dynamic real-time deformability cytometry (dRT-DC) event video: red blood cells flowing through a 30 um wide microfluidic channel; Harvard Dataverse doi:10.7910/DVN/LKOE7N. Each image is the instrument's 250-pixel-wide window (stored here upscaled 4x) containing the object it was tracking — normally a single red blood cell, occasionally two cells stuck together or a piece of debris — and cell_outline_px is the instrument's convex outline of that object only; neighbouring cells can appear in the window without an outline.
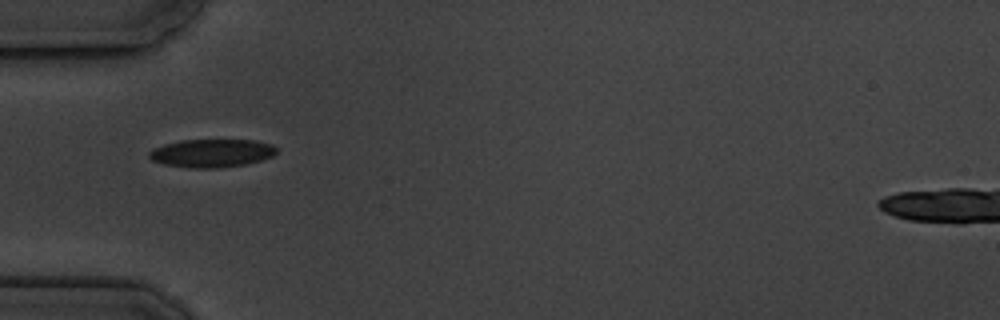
{"species": "common noctule bat (a hibernating species)", "species_latin": "Nyctalus noctula", "temperature_condition": "cold", "stored_images_in_passage": 9, "camera_frame_rate_fps": 3000, "um_per_image_px": 0.085, "animal": {"sex": "male", "body_mass_g": 19.5, "forearm_length_mm": 54.6}, "frame": {"image": 1, "passage_image": 1, "time_ms": 0.0, "image_size_px": [1000, 320], "cell_outline_px": [[276, 152], [272, 156], [260, 160], [244, 164], [216, 168], [192, 168], [164, 164], [152, 160], [148, 156], [148, 152], [152, 148], [164, 144], [180, 140], [252, 140], [272, 144], [276, 148]], "centroid_in_image_um": [17.95, 13.01], "position_along_channel_um": 67.1, "area_um2": 20.81}}
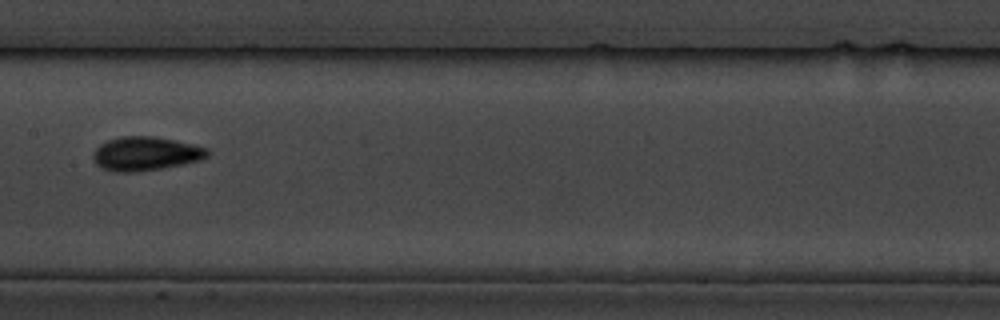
{"frame": {"image": 2, "passage_image": 4, "time_ms": 3.667, "image_size_px": [1000, 320], "cell_outline_px": [[208, 156], [200, 160], [160, 168], [136, 172], [116, 172], [104, 168], [96, 164], [92, 156], [92, 152], [100, 144], [108, 140], [120, 136], [152, 136], [176, 140], [208, 148]], "centroid_in_image_um": [12.35, 13.05], "position_along_channel_um": 195.1, "area_um2": 22.43}}
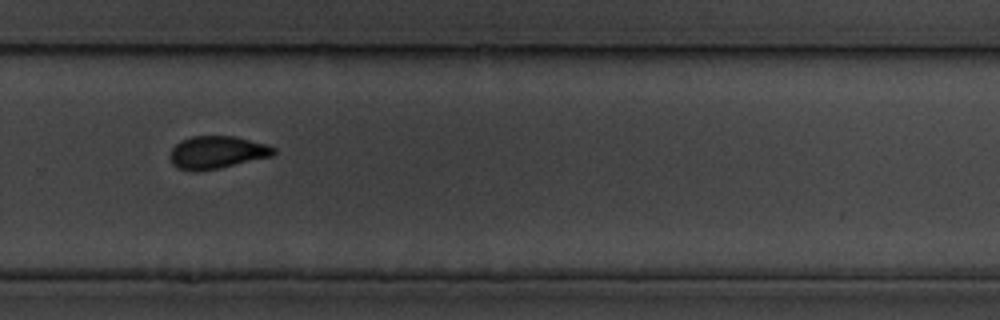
{"frame": {"image": 3, "passage_image": 7, "time_ms": 7.0, "image_size_px": [1000, 320], "cell_outline_px": [[276, 152], [272, 156], [220, 168], [200, 172], [192, 172], [176, 168], [172, 164], [168, 156], [172, 148], [180, 140], [192, 136], [232, 136], [268, 144], [276, 148]], "centroid_in_image_um": [18.4, 12.97], "position_along_channel_um": 311.4, "area_um2": 20.06}}